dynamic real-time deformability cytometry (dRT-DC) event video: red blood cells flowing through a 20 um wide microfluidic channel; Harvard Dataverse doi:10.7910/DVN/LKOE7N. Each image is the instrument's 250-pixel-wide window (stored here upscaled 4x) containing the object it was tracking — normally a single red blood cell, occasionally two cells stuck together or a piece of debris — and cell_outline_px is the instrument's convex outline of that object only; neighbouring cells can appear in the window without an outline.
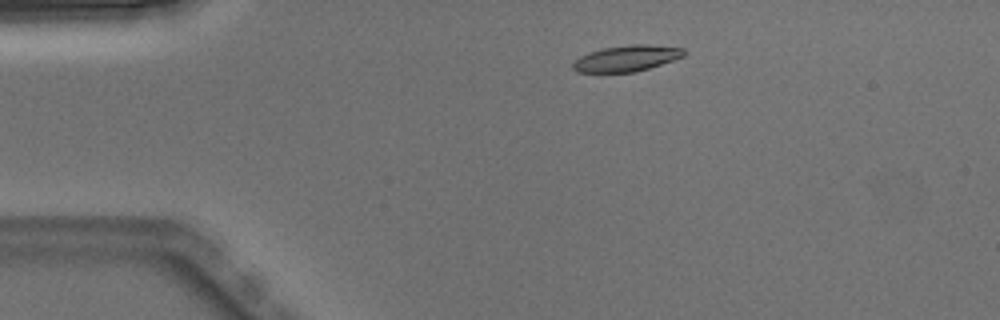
{"species": "Egyptian fruit bat (a non-hibernating species)", "species_latin": "Rousettus aegyptiacus", "temperature_condition": "warm", "stored_images_in_passage": 3, "camera_frame_rate_fps": 3000, "um_per_image_px": 0.085, "animal": {"sex": "male"}, "frame": {"image": 1, "passage_image": 2, "time_ms": 0.333, "image_size_px": [1000, 320], "cell_outline_px": [[684, 56], [648, 68], [632, 72], [576, 72], [572, 68], [572, 64], [580, 56], [588, 52], [604, 48], [632, 44], [648, 44], [684, 48]], "centroid_in_image_um": [53.23, 4.95], "position_along_channel_um": 31.8, "area_um2": 16.65}}